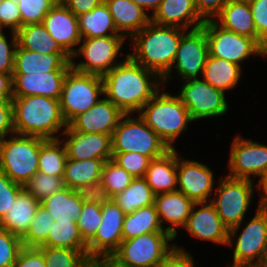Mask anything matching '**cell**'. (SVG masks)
Segmentation results:
<instances>
[{
	"label": "cell",
	"mask_w": 267,
	"mask_h": 267,
	"mask_svg": "<svg viewBox=\"0 0 267 267\" xmlns=\"http://www.w3.org/2000/svg\"><path fill=\"white\" fill-rule=\"evenodd\" d=\"M124 56L120 64L102 76L103 97L124 114L134 115L161 89L163 82L156 72L136 63L128 54Z\"/></svg>",
	"instance_id": "6da1fadb"
},
{
	"label": "cell",
	"mask_w": 267,
	"mask_h": 267,
	"mask_svg": "<svg viewBox=\"0 0 267 267\" xmlns=\"http://www.w3.org/2000/svg\"><path fill=\"white\" fill-rule=\"evenodd\" d=\"M12 105L15 134L58 139V134L62 135L68 126L58 99L39 95L13 96Z\"/></svg>",
	"instance_id": "7a4b0ae2"
},
{
	"label": "cell",
	"mask_w": 267,
	"mask_h": 267,
	"mask_svg": "<svg viewBox=\"0 0 267 267\" xmlns=\"http://www.w3.org/2000/svg\"><path fill=\"white\" fill-rule=\"evenodd\" d=\"M186 32L151 21L131 38L133 53H128V56L162 78L172 68L181 37Z\"/></svg>",
	"instance_id": "3957f363"
},
{
	"label": "cell",
	"mask_w": 267,
	"mask_h": 267,
	"mask_svg": "<svg viewBox=\"0 0 267 267\" xmlns=\"http://www.w3.org/2000/svg\"><path fill=\"white\" fill-rule=\"evenodd\" d=\"M145 123L167 144L175 148L177 137L193 122L190 112L177 95L160 89L138 112Z\"/></svg>",
	"instance_id": "277c9868"
},
{
	"label": "cell",
	"mask_w": 267,
	"mask_h": 267,
	"mask_svg": "<svg viewBox=\"0 0 267 267\" xmlns=\"http://www.w3.org/2000/svg\"><path fill=\"white\" fill-rule=\"evenodd\" d=\"M0 139V171L22 186L38 172L40 146L46 140L13 134Z\"/></svg>",
	"instance_id": "5b68a950"
},
{
	"label": "cell",
	"mask_w": 267,
	"mask_h": 267,
	"mask_svg": "<svg viewBox=\"0 0 267 267\" xmlns=\"http://www.w3.org/2000/svg\"><path fill=\"white\" fill-rule=\"evenodd\" d=\"M124 114L112 135V153L137 152L155 159L170 148L140 117Z\"/></svg>",
	"instance_id": "8992f818"
},
{
	"label": "cell",
	"mask_w": 267,
	"mask_h": 267,
	"mask_svg": "<svg viewBox=\"0 0 267 267\" xmlns=\"http://www.w3.org/2000/svg\"><path fill=\"white\" fill-rule=\"evenodd\" d=\"M169 232H150L122 240L111 258L122 267H156L174 248Z\"/></svg>",
	"instance_id": "52a82bcc"
},
{
	"label": "cell",
	"mask_w": 267,
	"mask_h": 267,
	"mask_svg": "<svg viewBox=\"0 0 267 267\" xmlns=\"http://www.w3.org/2000/svg\"><path fill=\"white\" fill-rule=\"evenodd\" d=\"M215 197L210 201L223 224L230 230L244 221L246 212L254 197V182L228 176L218 179Z\"/></svg>",
	"instance_id": "ba28073f"
},
{
	"label": "cell",
	"mask_w": 267,
	"mask_h": 267,
	"mask_svg": "<svg viewBox=\"0 0 267 267\" xmlns=\"http://www.w3.org/2000/svg\"><path fill=\"white\" fill-rule=\"evenodd\" d=\"M104 94L102 77L71 68L63 82L59 99L64 120L69 124L77 115L95 105Z\"/></svg>",
	"instance_id": "9c48e42d"
},
{
	"label": "cell",
	"mask_w": 267,
	"mask_h": 267,
	"mask_svg": "<svg viewBox=\"0 0 267 267\" xmlns=\"http://www.w3.org/2000/svg\"><path fill=\"white\" fill-rule=\"evenodd\" d=\"M242 224L229 230L227 245H234L232 265L263 263L267 254V210L257 209L238 236Z\"/></svg>",
	"instance_id": "30bf717a"
},
{
	"label": "cell",
	"mask_w": 267,
	"mask_h": 267,
	"mask_svg": "<svg viewBox=\"0 0 267 267\" xmlns=\"http://www.w3.org/2000/svg\"><path fill=\"white\" fill-rule=\"evenodd\" d=\"M127 38L122 35H111L106 37H97L82 39L77 51L71 57V66L75 71L104 76L116 65L120 64L117 57ZM82 56L84 61L74 62V58ZM86 60V61H85Z\"/></svg>",
	"instance_id": "8fae6325"
},
{
	"label": "cell",
	"mask_w": 267,
	"mask_h": 267,
	"mask_svg": "<svg viewBox=\"0 0 267 267\" xmlns=\"http://www.w3.org/2000/svg\"><path fill=\"white\" fill-rule=\"evenodd\" d=\"M202 28L206 32L210 56L225 59L239 66L251 55L267 57V52L253 38L226 30L213 19H207Z\"/></svg>",
	"instance_id": "7c38bea8"
},
{
	"label": "cell",
	"mask_w": 267,
	"mask_h": 267,
	"mask_svg": "<svg viewBox=\"0 0 267 267\" xmlns=\"http://www.w3.org/2000/svg\"><path fill=\"white\" fill-rule=\"evenodd\" d=\"M208 55L209 46L205 30L202 27L189 30L181 37L172 68L162 77L163 85L172 78L174 67L181 82L199 79L200 74L202 77Z\"/></svg>",
	"instance_id": "4fadbf2b"
},
{
	"label": "cell",
	"mask_w": 267,
	"mask_h": 267,
	"mask_svg": "<svg viewBox=\"0 0 267 267\" xmlns=\"http://www.w3.org/2000/svg\"><path fill=\"white\" fill-rule=\"evenodd\" d=\"M182 83L178 96L193 121L221 117L227 113L228 105L223 91L211 86L203 78Z\"/></svg>",
	"instance_id": "5bb4252c"
},
{
	"label": "cell",
	"mask_w": 267,
	"mask_h": 267,
	"mask_svg": "<svg viewBox=\"0 0 267 267\" xmlns=\"http://www.w3.org/2000/svg\"><path fill=\"white\" fill-rule=\"evenodd\" d=\"M228 159L231 178L249 179L259 176L267 169V145L237 136L234 138ZM253 176V177H252Z\"/></svg>",
	"instance_id": "9a60e30c"
},
{
	"label": "cell",
	"mask_w": 267,
	"mask_h": 267,
	"mask_svg": "<svg viewBox=\"0 0 267 267\" xmlns=\"http://www.w3.org/2000/svg\"><path fill=\"white\" fill-rule=\"evenodd\" d=\"M102 221L94 237L87 243V256L111 257L122 242L125 213L111 200L101 205Z\"/></svg>",
	"instance_id": "2e32d148"
},
{
	"label": "cell",
	"mask_w": 267,
	"mask_h": 267,
	"mask_svg": "<svg viewBox=\"0 0 267 267\" xmlns=\"http://www.w3.org/2000/svg\"><path fill=\"white\" fill-rule=\"evenodd\" d=\"M179 156L177 152V190L194 203L210 202L215 190L213 171L203 163Z\"/></svg>",
	"instance_id": "e0dca14e"
},
{
	"label": "cell",
	"mask_w": 267,
	"mask_h": 267,
	"mask_svg": "<svg viewBox=\"0 0 267 267\" xmlns=\"http://www.w3.org/2000/svg\"><path fill=\"white\" fill-rule=\"evenodd\" d=\"M68 159H112V135L102 133H82L74 131L69 125L62 132Z\"/></svg>",
	"instance_id": "ac0fdd59"
},
{
	"label": "cell",
	"mask_w": 267,
	"mask_h": 267,
	"mask_svg": "<svg viewBox=\"0 0 267 267\" xmlns=\"http://www.w3.org/2000/svg\"><path fill=\"white\" fill-rule=\"evenodd\" d=\"M198 206L200 207L196 209ZM183 229L197 239L228 244L229 230L211 202L194 203Z\"/></svg>",
	"instance_id": "d6986e66"
},
{
	"label": "cell",
	"mask_w": 267,
	"mask_h": 267,
	"mask_svg": "<svg viewBox=\"0 0 267 267\" xmlns=\"http://www.w3.org/2000/svg\"><path fill=\"white\" fill-rule=\"evenodd\" d=\"M42 24L61 48L72 57L77 51L74 48L82 40L79 32L78 17L60 1L47 13Z\"/></svg>",
	"instance_id": "ffe728a7"
},
{
	"label": "cell",
	"mask_w": 267,
	"mask_h": 267,
	"mask_svg": "<svg viewBox=\"0 0 267 267\" xmlns=\"http://www.w3.org/2000/svg\"><path fill=\"white\" fill-rule=\"evenodd\" d=\"M123 115L118 107L104 97L86 112L77 115L68 125L77 132L113 135Z\"/></svg>",
	"instance_id": "44dd1931"
},
{
	"label": "cell",
	"mask_w": 267,
	"mask_h": 267,
	"mask_svg": "<svg viewBox=\"0 0 267 267\" xmlns=\"http://www.w3.org/2000/svg\"><path fill=\"white\" fill-rule=\"evenodd\" d=\"M68 71L12 74L13 96H44L60 99L63 82Z\"/></svg>",
	"instance_id": "7402d4cb"
},
{
	"label": "cell",
	"mask_w": 267,
	"mask_h": 267,
	"mask_svg": "<svg viewBox=\"0 0 267 267\" xmlns=\"http://www.w3.org/2000/svg\"><path fill=\"white\" fill-rule=\"evenodd\" d=\"M151 21L158 25L194 30L206 21L197 11L194 0H162Z\"/></svg>",
	"instance_id": "603a6c76"
},
{
	"label": "cell",
	"mask_w": 267,
	"mask_h": 267,
	"mask_svg": "<svg viewBox=\"0 0 267 267\" xmlns=\"http://www.w3.org/2000/svg\"><path fill=\"white\" fill-rule=\"evenodd\" d=\"M194 202L179 190L160 193L155 196V206L162 227L174 238L177 237V227L187 223ZM168 222L170 226H164Z\"/></svg>",
	"instance_id": "cb8c5ba5"
},
{
	"label": "cell",
	"mask_w": 267,
	"mask_h": 267,
	"mask_svg": "<svg viewBox=\"0 0 267 267\" xmlns=\"http://www.w3.org/2000/svg\"><path fill=\"white\" fill-rule=\"evenodd\" d=\"M71 68V57L68 54L39 53L26 50L17 44L13 74L69 71Z\"/></svg>",
	"instance_id": "d4e9b609"
},
{
	"label": "cell",
	"mask_w": 267,
	"mask_h": 267,
	"mask_svg": "<svg viewBox=\"0 0 267 267\" xmlns=\"http://www.w3.org/2000/svg\"><path fill=\"white\" fill-rule=\"evenodd\" d=\"M119 34L130 39L151 22V15L132 0H104Z\"/></svg>",
	"instance_id": "484cf974"
},
{
	"label": "cell",
	"mask_w": 267,
	"mask_h": 267,
	"mask_svg": "<svg viewBox=\"0 0 267 267\" xmlns=\"http://www.w3.org/2000/svg\"><path fill=\"white\" fill-rule=\"evenodd\" d=\"M213 20L222 28L257 42V31L248 0H229Z\"/></svg>",
	"instance_id": "4316f807"
},
{
	"label": "cell",
	"mask_w": 267,
	"mask_h": 267,
	"mask_svg": "<svg viewBox=\"0 0 267 267\" xmlns=\"http://www.w3.org/2000/svg\"><path fill=\"white\" fill-rule=\"evenodd\" d=\"M39 206L40 202L23 188L0 220V227L22 238L28 231Z\"/></svg>",
	"instance_id": "83f0119b"
},
{
	"label": "cell",
	"mask_w": 267,
	"mask_h": 267,
	"mask_svg": "<svg viewBox=\"0 0 267 267\" xmlns=\"http://www.w3.org/2000/svg\"><path fill=\"white\" fill-rule=\"evenodd\" d=\"M157 195L177 190V152L175 148L163 156L152 159L144 176Z\"/></svg>",
	"instance_id": "f1b7e54d"
},
{
	"label": "cell",
	"mask_w": 267,
	"mask_h": 267,
	"mask_svg": "<svg viewBox=\"0 0 267 267\" xmlns=\"http://www.w3.org/2000/svg\"><path fill=\"white\" fill-rule=\"evenodd\" d=\"M83 204L75 190L67 186L40 202L57 222L77 221Z\"/></svg>",
	"instance_id": "f546056e"
},
{
	"label": "cell",
	"mask_w": 267,
	"mask_h": 267,
	"mask_svg": "<svg viewBox=\"0 0 267 267\" xmlns=\"http://www.w3.org/2000/svg\"><path fill=\"white\" fill-rule=\"evenodd\" d=\"M241 68L233 62L208 55L201 78L225 93L237 86L243 73Z\"/></svg>",
	"instance_id": "4dcf8cb0"
},
{
	"label": "cell",
	"mask_w": 267,
	"mask_h": 267,
	"mask_svg": "<svg viewBox=\"0 0 267 267\" xmlns=\"http://www.w3.org/2000/svg\"><path fill=\"white\" fill-rule=\"evenodd\" d=\"M77 17L82 39L121 35L117 31L109 8L104 1L92 11Z\"/></svg>",
	"instance_id": "1f68e13d"
},
{
	"label": "cell",
	"mask_w": 267,
	"mask_h": 267,
	"mask_svg": "<svg viewBox=\"0 0 267 267\" xmlns=\"http://www.w3.org/2000/svg\"><path fill=\"white\" fill-rule=\"evenodd\" d=\"M150 232H167L160 223L155 204L125 214L122 227L123 240L136 238Z\"/></svg>",
	"instance_id": "d6a6232c"
},
{
	"label": "cell",
	"mask_w": 267,
	"mask_h": 267,
	"mask_svg": "<svg viewBox=\"0 0 267 267\" xmlns=\"http://www.w3.org/2000/svg\"><path fill=\"white\" fill-rule=\"evenodd\" d=\"M18 44L29 51L46 54H67L41 24H28L17 31Z\"/></svg>",
	"instance_id": "836d02e7"
},
{
	"label": "cell",
	"mask_w": 267,
	"mask_h": 267,
	"mask_svg": "<svg viewBox=\"0 0 267 267\" xmlns=\"http://www.w3.org/2000/svg\"><path fill=\"white\" fill-rule=\"evenodd\" d=\"M102 159L66 160L63 181L65 186L75 189L79 185L91 184L101 180Z\"/></svg>",
	"instance_id": "e575fe53"
},
{
	"label": "cell",
	"mask_w": 267,
	"mask_h": 267,
	"mask_svg": "<svg viewBox=\"0 0 267 267\" xmlns=\"http://www.w3.org/2000/svg\"><path fill=\"white\" fill-rule=\"evenodd\" d=\"M155 196L145 178L137 177L124 191L113 196L112 200L125 214H130L139 208L155 204Z\"/></svg>",
	"instance_id": "d590c367"
},
{
	"label": "cell",
	"mask_w": 267,
	"mask_h": 267,
	"mask_svg": "<svg viewBox=\"0 0 267 267\" xmlns=\"http://www.w3.org/2000/svg\"><path fill=\"white\" fill-rule=\"evenodd\" d=\"M67 158L65 146L60 138L46 139L40 146L38 172L63 177Z\"/></svg>",
	"instance_id": "8d00e7d4"
},
{
	"label": "cell",
	"mask_w": 267,
	"mask_h": 267,
	"mask_svg": "<svg viewBox=\"0 0 267 267\" xmlns=\"http://www.w3.org/2000/svg\"><path fill=\"white\" fill-rule=\"evenodd\" d=\"M69 249H87L77 226V221H53L47 240L41 245Z\"/></svg>",
	"instance_id": "74e56055"
},
{
	"label": "cell",
	"mask_w": 267,
	"mask_h": 267,
	"mask_svg": "<svg viewBox=\"0 0 267 267\" xmlns=\"http://www.w3.org/2000/svg\"><path fill=\"white\" fill-rule=\"evenodd\" d=\"M44 256L46 267H84L89 262L87 249L37 247Z\"/></svg>",
	"instance_id": "f35d334b"
},
{
	"label": "cell",
	"mask_w": 267,
	"mask_h": 267,
	"mask_svg": "<svg viewBox=\"0 0 267 267\" xmlns=\"http://www.w3.org/2000/svg\"><path fill=\"white\" fill-rule=\"evenodd\" d=\"M53 221L51 214L40 205L37 208L28 231L21 238L23 247L41 246L47 240Z\"/></svg>",
	"instance_id": "ab89813d"
},
{
	"label": "cell",
	"mask_w": 267,
	"mask_h": 267,
	"mask_svg": "<svg viewBox=\"0 0 267 267\" xmlns=\"http://www.w3.org/2000/svg\"><path fill=\"white\" fill-rule=\"evenodd\" d=\"M134 177L120 167L112 159L104 162L101 181L107 188L111 197L124 191L133 181Z\"/></svg>",
	"instance_id": "60d3db41"
},
{
	"label": "cell",
	"mask_w": 267,
	"mask_h": 267,
	"mask_svg": "<svg viewBox=\"0 0 267 267\" xmlns=\"http://www.w3.org/2000/svg\"><path fill=\"white\" fill-rule=\"evenodd\" d=\"M64 187L63 177H55L41 172L35 173L23 186V188L31 193L39 202L57 193Z\"/></svg>",
	"instance_id": "b9f144b4"
},
{
	"label": "cell",
	"mask_w": 267,
	"mask_h": 267,
	"mask_svg": "<svg viewBox=\"0 0 267 267\" xmlns=\"http://www.w3.org/2000/svg\"><path fill=\"white\" fill-rule=\"evenodd\" d=\"M57 2V0H17L22 26L43 23L44 17Z\"/></svg>",
	"instance_id": "7bdbcfd3"
},
{
	"label": "cell",
	"mask_w": 267,
	"mask_h": 267,
	"mask_svg": "<svg viewBox=\"0 0 267 267\" xmlns=\"http://www.w3.org/2000/svg\"><path fill=\"white\" fill-rule=\"evenodd\" d=\"M101 205L84 203L77 220L79 233L87 244L95 235L102 221Z\"/></svg>",
	"instance_id": "ee69618b"
},
{
	"label": "cell",
	"mask_w": 267,
	"mask_h": 267,
	"mask_svg": "<svg viewBox=\"0 0 267 267\" xmlns=\"http://www.w3.org/2000/svg\"><path fill=\"white\" fill-rule=\"evenodd\" d=\"M112 160L134 178H137L145 176L152 159L137 152H126L112 153Z\"/></svg>",
	"instance_id": "f6af8a7d"
},
{
	"label": "cell",
	"mask_w": 267,
	"mask_h": 267,
	"mask_svg": "<svg viewBox=\"0 0 267 267\" xmlns=\"http://www.w3.org/2000/svg\"><path fill=\"white\" fill-rule=\"evenodd\" d=\"M22 248L20 237L0 227V267H14Z\"/></svg>",
	"instance_id": "bcb514c9"
},
{
	"label": "cell",
	"mask_w": 267,
	"mask_h": 267,
	"mask_svg": "<svg viewBox=\"0 0 267 267\" xmlns=\"http://www.w3.org/2000/svg\"><path fill=\"white\" fill-rule=\"evenodd\" d=\"M257 31V43L267 52V0H248Z\"/></svg>",
	"instance_id": "7dc6e473"
},
{
	"label": "cell",
	"mask_w": 267,
	"mask_h": 267,
	"mask_svg": "<svg viewBox=\"0 0 267 267\" xmlns=\"http://www.w3.org/2000/svg\"><path fill=\"white\" fill-rule=\"evenodd\" d=\"M11 40L8 41L3 30H0V73L13 74L15 50L18 44L17 32L10 31Z\"/></svg>",
	"instance_id": "c3c4849f"
},
{
	"label": "cell",
	"mask_w": 267,
	"mask_h": 267,
	"mask_svg": "<svg viewBox=\"0 0 267 267\" xmlns=\"http://www.w3.org/2000/svg\"><path fill=\"white\" fill-rule=\"evenodd\" d=\"M74 190L84 203L104 205L112 200L101 180L88 185H79Z\"/></svg>",
	"instance_id": "681fc988"
},
{
	"label": "cell",
	"mask_w": 267,
	"mask_h": 267,
	"mask_svg": "<svg viewBox=\"0 0 267 267\" xmlns=\"http://www.w3.org/2000/svg\"><path fill=\"white\" fill-rule=\"evenodd\" d=\"M6 27L14 32L22 27V17L17 0H3L0 3V30Z\"/></svg>",
	"instance_id": "f907efd6"
},
{
	"label": "cell",
	"mask_w": 267,
	"mask_h": 267,
	"mask_svg": "<svg viewBox=\"0 0 267 267\" xmlns=\"http://www.w3.org/2000/svg\"><path fill=\"white\" fill-rule=\"evenodd\" d=\"M23 186L13 182L5 173L0 171V220L10 209L12 202Z\"/></svg>",
	"instance_id": "816d5d0a"
},
{
	"label": "cell",
	"mask_w": 267,
	"mask_h": 267,
	"mask_svg": "<svg viewBox=\"0 0 267 267\" xmlns=\"http://www.w3.org/2000/svg\"><path fill=\"white\" fill-rule=\"evenodd\" d=\"M193 257L184 248L177 246L156 267H194Z\"/></svg>",
	"instance_id": "f5cc1de1"
},
{
	"label": "cell",
	"mask_w": 267,
	"mask_h": 267,
	"mask_svg": "<svg viewBox=\"0 0 267 267\" xmlns=\"http://www.w3.org/2000/svg\"><path fill=\"white\" fill-rule=\"evenodd\" d=\"M14 267H46L43 253L37 247H23Z\"/></svg>",
	"instance_id": "db71d44e"
},
{
	"label": "cell",
	"mask_w": 267,
	"mask_h": 267,
	"mask_svg": "<svg viewBox=\"0 0 267 267\" xmlns=\"http://www.w3.org/2000/svg\"><path fill=\"white\" fill-rule=\"evenodd\" d=\"M15 134L12 100H0V139Z\"/></svg>",
	"instance_id": "11a10c76"
},
{
	"label": "cell",
	"mask_w": 267,
	"mask_h": 267,
	"mask_svg": "<svg viewBox=\"0 0 267 267\" xmlns=\"http://www.w3.org/2000/svg\"><path fill=\"white\" fill-rule=\"evenodd\" d=\"M229 0H194L198 13L205 19H213Z\"/></svg>",
	"instance_id": "9f6ffc18"
},
{
	"label": "cell",
	"mask_w": 267,
	"mask_h": 267,
	"mask_svg": "<svg viewBox=\"0 0 267 267\" xmlns=\"http://www.w3.org/2000/svg\"><path fill=\"white\" fill-rule=\"evenodd\" d=\"M104 0H62L63 4L75 15L92 11Z\"/></svg>",
	"instance_id": "6f0895ef"
},
{
	"label": "cell",
	"mask_w": 267,
	"mask_h": 267,
	"mask_svg": "<svg viewBox=\"0 0 267 267\" xmlns=\"http://www.w3.org/2000/svg\"><path fill=\"white\" fill-rule=\"evenodd\" d=\"M12 75L0 73V100H12Z\"/></svg>",
	"instance_id": "680465c9"
},
{
	"label": "cell",
	"mask_w": 267,
	"mask_h": 267,
	"mask_svg": "<svg viewBox=\"0 0 267 267\" xmlns=\"http://www.w3.org/2000/svg\"><path fill=\"white\" fill-rule=\"evenodd\" d=\"M258 177L260 178L259 182L255 185V188L260 190V199L257 209L267 210V169Z\"/></svg>",
	"instance_id": "91938a15"
},
{
	"label": "cell",
	"mask_w": 267,
	"mask_h": 267,
	"mask_svg": "<svg viewBox=\"0 0 267 267\" xmlns=\"http://www.w3.org/2000/svg\"><path fill=\"white\" fill-rule=\"evenodd\" d=\"M132 1L138 6L142 7L145 11H147V9L153 11L151 13L152 15L155 13L162 0H132Z\"/></svg>",
	"instance_id": "94428289"
},
{
	"label": "cell",
	"mask_w": 267,
	"mask_h": 267,
	"mask_svg": "<svg viewBox=\"0 0 267 267\" xmlns=\"http://www.w3.org/2000/svg\"><path fill=\"white\" fill-rule=\"evenodd\" d=\"M95 267H122L111 257H95Z\"/></svg>",
	"instance_id": "6125c7cd"
},
{
	"label": "cell",
	"mask_w": 267,
	"mask_h": 267,
	"mask_svg": "<svg viewBox=\"0 0 267 267\" xmlns=\"http://www.w3.org/2000/svg\"><path fill=\"white\" fill-rule=\"evenodd\" d=\"M227 267H265V265L263 263H259V264H245V265H230Z\"/></svg>",
	"instance_id": "be15d7a7"
},
{
	"label": "cell",
	"mask_w": 267,
	"mask_h": 267,
	"mask_svg": "<svg viewBox=\"0 0 267 267\" xmlns=\"http://www.w3.org/2000/svg\"><path fill=\"white\" fill-rule=\"evenodd\" d=\"M84 267H95V257L90 258L89 262Z\"/></svg>",
	"instance_id": "e7e4bbea"
},
{
	"label": "cell",
	"mask_w": 267,
	"mask_h": 267,
	"mask_svg": "<svg viewBox=\"0 0 267 267\" xmlns=\"http://www.w3.org/2000/svg\"><path fill=\"white\" fill-rule=\"evenodd\" d=\"M263 264L265 265V267H267V254H266V256H265V259H264V261H263Z\"/></svg>",
	"instance_id": "03108f58"
}]
</instances>
